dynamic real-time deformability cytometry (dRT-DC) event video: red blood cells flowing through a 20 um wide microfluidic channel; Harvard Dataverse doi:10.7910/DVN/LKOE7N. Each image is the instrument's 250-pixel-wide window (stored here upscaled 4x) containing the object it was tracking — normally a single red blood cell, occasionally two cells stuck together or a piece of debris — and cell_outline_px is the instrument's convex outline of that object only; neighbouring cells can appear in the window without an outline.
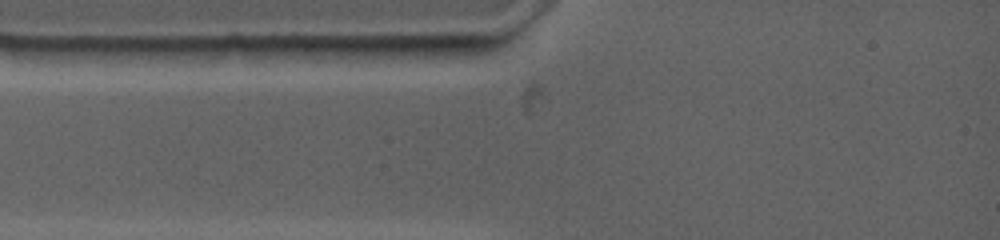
{"species": "common noctule bat (a hibernating species)", "species_latin": "Nyctalus noctula", "temperature_condition": "warm", "stored_images_in_passage": 1, "camera_frame_rate_fps": 4500, "um_per_image_px": 0.085, "animal": {"sex": "female", "body_mass_g": 19.0, "forearm_length_mm": 53.3}, "frame": {"image": 1, "passage_image": 1, "time_ms": 0.0, "image_size_px": [1000, 240], "cell_outline_px": [[452, 44], [424, 56], [388, 64], [316, 60], [280, 48], [432, 44]], "centroid_in_image_um": [31.3, 4.5], "position_along_channel_um": 53.7, "area_um2": 15.14}}